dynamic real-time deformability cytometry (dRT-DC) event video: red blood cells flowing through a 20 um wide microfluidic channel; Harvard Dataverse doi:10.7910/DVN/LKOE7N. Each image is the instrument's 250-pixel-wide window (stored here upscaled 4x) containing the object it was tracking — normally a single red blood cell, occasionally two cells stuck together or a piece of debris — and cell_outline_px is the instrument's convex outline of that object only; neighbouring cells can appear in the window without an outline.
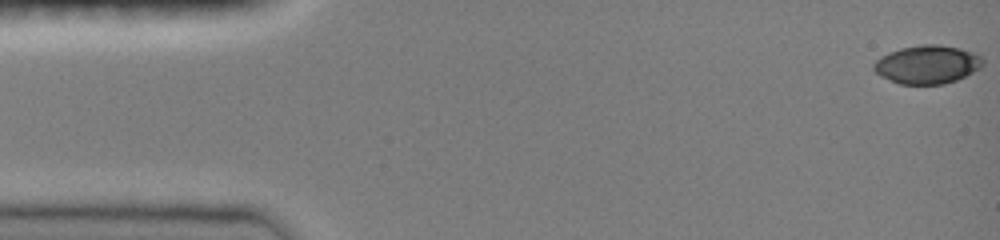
{"species": "common noctule bat (a hibernating species)", "species_latin": "Nyctalus noctula", "temperature_condition": "room temperature", "stored_images_in_passage": 47, "camera_frame_rate_fps": 3000, "um_per_image_px": 0.085, "animal": {"sex": "female", "body_mass_g": 19.0, "forearm_length_mm": 51.5}, "frame": {"image": 1, "passage_image": 1, "time_ms": 0.0, "image_size_px": [1000, 240], "cell_outline_px": [[984, 64], [980, 68], [956, 80], [944, 84], [900, 84], [880, 76], [872, 68], [872, 64], [880, 56], [888, 52], [900, 48], [920, 44], [940, 44], [960, 48], [976, 52], [984, 60]], "centroid_in_image_um": [78.81, 5.46], "position_along_channel_um": 6.2, "area_um2": 24.68}}
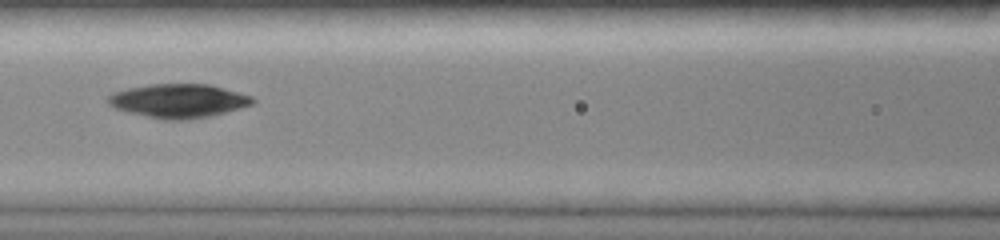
{"frame": {"image": 2, "passage_image": 21, "time_ms": 6.667, "image_size_px": [1000, 240], "cell_outline_px": [[256, 100], [252, 104], [224, 112], [208, 116], [184, 120], [164, 120], [128, 112], [116, 108], [108, 104], [108, 96], [112, 92], [128, 88], [148, 84], [208, 84], [252, 96]], "centroid_in_image_um": [15.13, 8.56], "position_along_channel_um": 151.5, "area_um2": 28.21}}
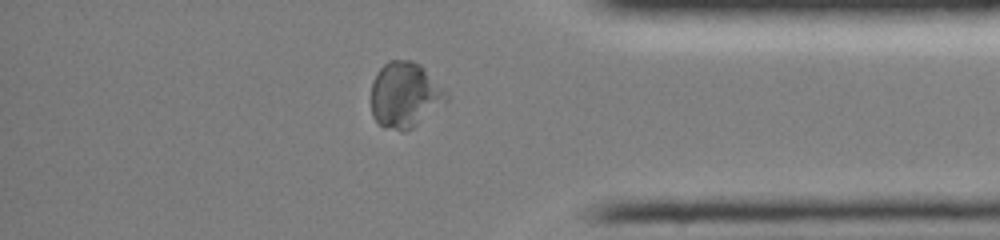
{"frame": {"image": 3, "passage_image": 40, "time_ms": 13.0, "image_size_px": [1000, 240], "cell_outline_px": [[448, 100], [412, 128], [404, 132], [400, 132], [384, 128], [372, 116], [372, 80], [376, 72], [388, 60], [412, 60], [420, 64], [448, 92]], "centroid_in_image_um": [34.41, 8.07], "position_along_channel_um": 400.8, "area_um2": 28.9}}